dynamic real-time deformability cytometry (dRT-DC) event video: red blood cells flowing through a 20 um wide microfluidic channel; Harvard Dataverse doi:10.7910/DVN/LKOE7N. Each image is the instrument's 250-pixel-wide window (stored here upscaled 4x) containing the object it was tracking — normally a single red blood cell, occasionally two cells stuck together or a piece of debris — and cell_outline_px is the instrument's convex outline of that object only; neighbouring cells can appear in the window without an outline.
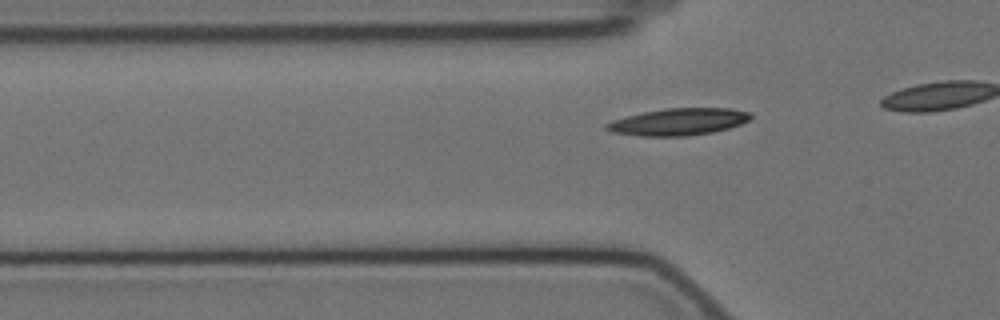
{"species": "Egyptian fruit bat (a non-hibernating species)", "species_latin": "Rousettus aegyptiacus", "temperature_condition": "cold", "stored_images_in_passage": 13, "camera_frame_rate_fps": 3000, "um_per_image_px": 0.085, "animal": {"sex": "female"}, "frame": {"image": 1, "passage_image": 4, "time_ms": 1.0, "image_size_px": [1000, 320], "cell_outline_px": [[752, 116], [748, 120], [740, 124], [728, 128], [712, 132], [688, 136], [640, 136], [612, 132], [604, 128], [604, 124], [612, 120], [644, 112], [668, 108], [728, 108], [752, 112]], "centroid_in_image_um": [57.66, 10.35], "position_along_channel_um": 68.1, "area_um2": 22.6}}
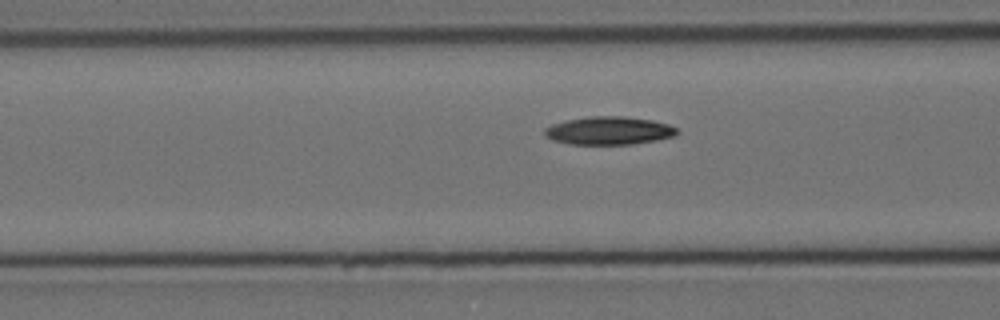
{"frame": {"image": 2, "passage_image": 8, "time_ms": 2.333, "image_size_px": [1000, 320], "cell_outline_px": [[680, 132], [676, 136], [656, 140], [632, 144], [568, 144], [552, 140], [544, 136], [544, 128], [552, 124], [568, 120], [588, 116], [624, 116], [652, 120], [668, 124], [676, 128]], "centroid_in_image_um": [51.76, 11.1], "position_along_channel_um": 114.8, "area_um2": 21.79}}